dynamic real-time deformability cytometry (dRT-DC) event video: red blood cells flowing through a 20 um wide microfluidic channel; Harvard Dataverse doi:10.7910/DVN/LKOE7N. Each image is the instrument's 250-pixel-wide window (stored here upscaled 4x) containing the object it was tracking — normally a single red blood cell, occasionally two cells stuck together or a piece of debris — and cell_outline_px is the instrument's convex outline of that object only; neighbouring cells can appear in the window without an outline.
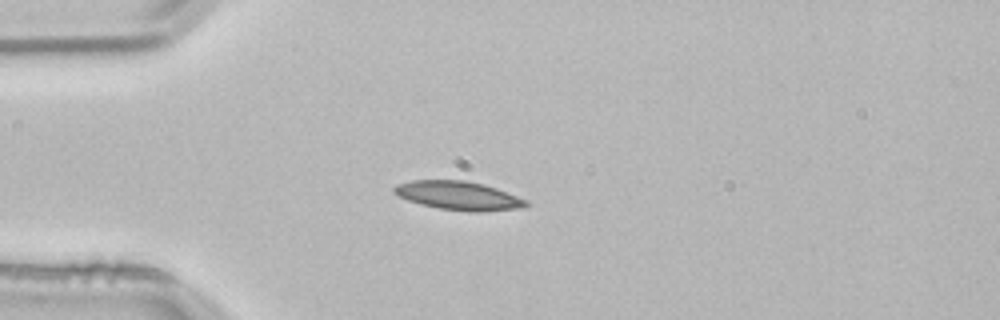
{"species": "common noctule bat (a hibernating species)", "species_latin": "Nyctalus noctula", "temperature_condition": "room temperature", "stored_images_in_passage": 2, "camera_frame_rate_fps": 3000, "um_per_image_px": 0.085, "animal": {"sex": "male", "body_mass_g": 21.5, "forearm_length_mm": 52.0}, "frame": {"image": 1, "passage_image": 2, "time_ms": 0.333, "image_size_px": [1000, 320], "cell_outline_px": [[532, 204], [524, 208], [476, 212], [472, 212], [440, 208], [420, 204], [408, 200], [392, 192], [392, 188], [396, 184], [412, 180], [464, 180], [484, 184], [496, 188], [528, 200]], "centroid_in_image_um": [39.01, 16.63], "position_along_channel_um": 46.0, "area_um2": 22.2}}